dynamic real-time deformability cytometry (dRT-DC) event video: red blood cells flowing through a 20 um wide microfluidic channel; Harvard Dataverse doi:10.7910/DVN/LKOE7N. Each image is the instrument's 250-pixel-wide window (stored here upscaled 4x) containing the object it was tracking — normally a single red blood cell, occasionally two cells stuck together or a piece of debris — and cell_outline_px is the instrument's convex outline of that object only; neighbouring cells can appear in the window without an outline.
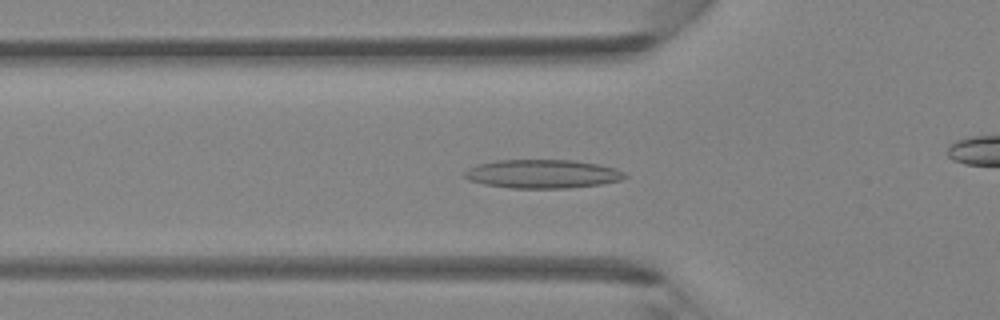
{"species": "Egyptian fruit bat (a non-hibernating species)", "species_latin": "Rousettus aegyptiacus", "temperature_condition": "room temperature", "stored_images_in_passage": 45, "camera_frame_rate_fps": 3000, "um_per_image_px": 0.085, "animal": {"sex": "female"}, "frame": {"image": 1, "passage_image": 14, "time_ms": 4.333, "image_size_px": [1000, 320], "cell_outline_px": [[628, 176], [620, 180], [600, 184], [568, 188], [512, 188], [484, 184], [468, 180], [464, 176], [464, 172], [468, 168], [480, 164], [496, 160], [572, 160], [600, 164], [616, 168], [624, 172]], "centroid_in_image_um": [46.12, 14.78], "position_along_channel_um": 79.7, "area_um2": 26.76}}
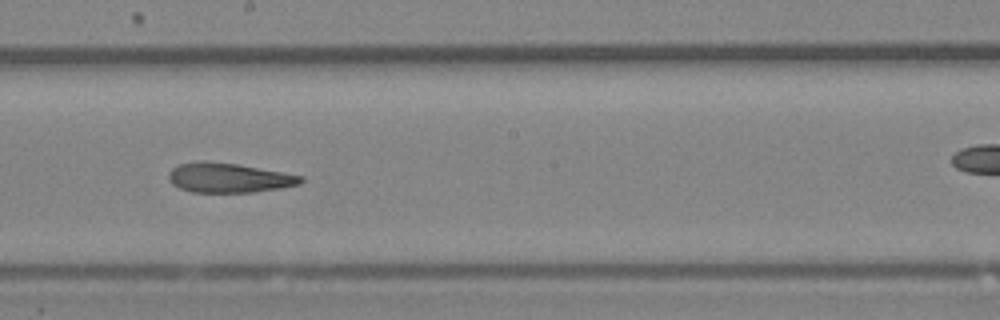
{"frame": {"image": 2, "passage_image": 24, "time_ms": 7.667, "image_size_px": [1000, 320], "cell_outline_px": [[304, 180], [300, 184], [280, 188], [256, 192], [192, 192], [180, 188], [172, 184], [168, 180], [168, 172], [172, 168], [180, 164], [200, 160], [204, 160], [236, 164], [284, 172], [304, 176]], "centroid_in_image_um": [19.44, 15.11], "position_along_channel_um": 228.8, "area_um2": 22.95}}
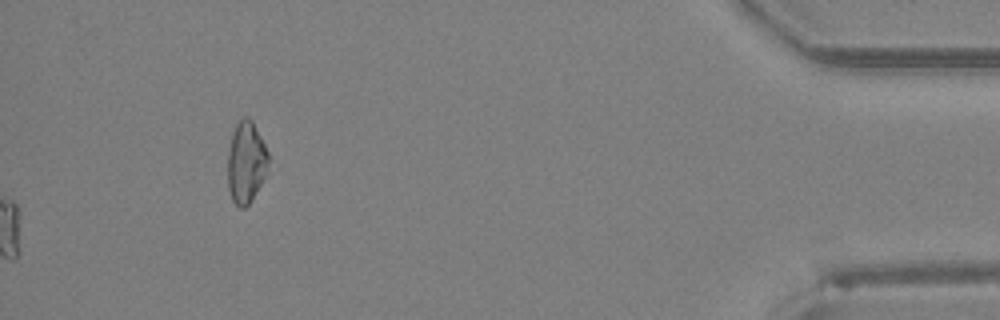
{"frame": {"image": 3, "passage_image": 45, "time_ms": 14.667, "image_size_px": [1000, 320], "cell_outline_px": [[268, 168], [260, 184], [248, 204], [244, 208], [240, 208], [232, 200], [228, 188], [228, 152], [232, 132], [236, 124], [244, 116], [248, 116], [252, 120], [268, 152]], "centroid_in_image_um": [20.9, 13.77], "position_along_channel_um": 414.3, "area_um2": 19.13}}